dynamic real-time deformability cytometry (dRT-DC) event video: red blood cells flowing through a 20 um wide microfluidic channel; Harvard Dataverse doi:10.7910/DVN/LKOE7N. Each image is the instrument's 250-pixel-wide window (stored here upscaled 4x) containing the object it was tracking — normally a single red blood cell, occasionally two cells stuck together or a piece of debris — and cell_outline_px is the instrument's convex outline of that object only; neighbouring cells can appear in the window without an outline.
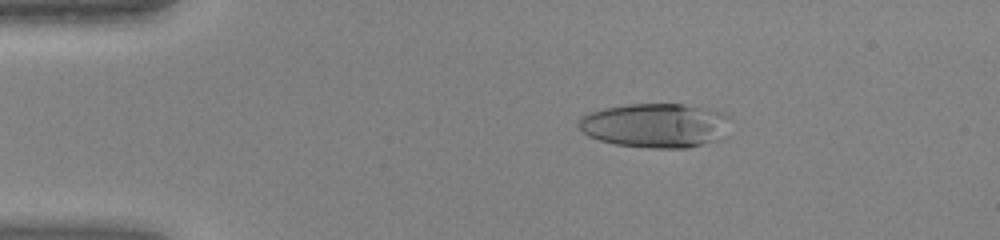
{"species": "human", "species_latin": "Homo sapiens", "temperature_condition": "warm", "stored_images_in_passage": 33, "camera_frame_rate_fps": 3000, "um_per_image_px": 0.085, "donor": {"sex": "female"}, "frame": {"image": 1, "passage_image": 1, "time_ms": 0.0, "image_size_px": [1000, 240], "cell_outline_px": [[728, 116], [720, 136], [716, 140], [688, 148], [648, 148], [616, 144], [600, 140], [588, 136], [576, 124], [576, 120], [580, 116], [604, 108], [628, 104], [684, 104], [728, 112]], "centroid_in_image_um": [55.64, 10.65], "position_along_channel_um": 29.4, "area_um2": 38.96}}
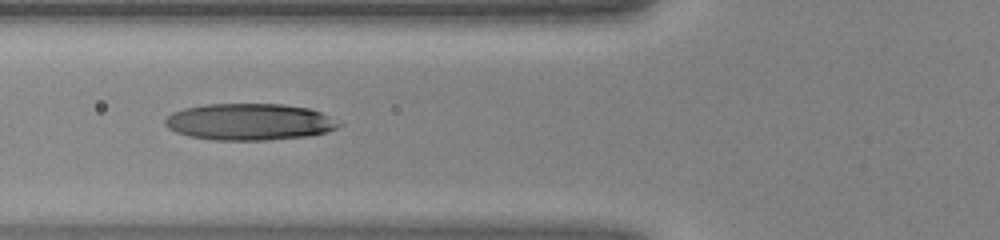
{"frame": {"image": 2, "passage_image": 10, "time_ms": 3.0, "image_size_px": [1000, 240], "cell_outline_px": [[344, 124], [328, 132], [308, 136], [268, 140], [212, 140], [188, 136], [176, 132], [168, 128], [164, 124], [164, 120], [172, 112], [184, 108], [204, 104], [280, 104], [308, 108], [320, 112]], "centroid_in_image_um": [21.18, 10.36], "position_along_channel_um": 104.6, "area_um2": 37.28}}
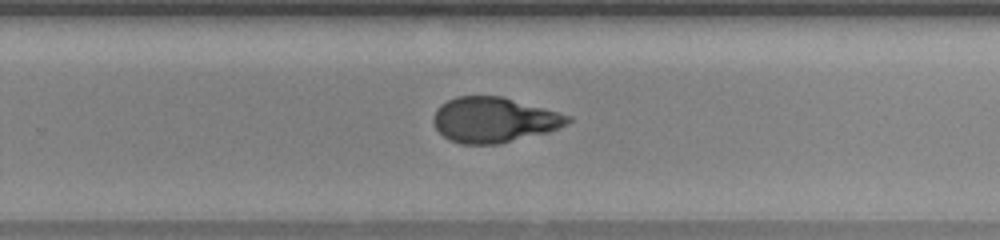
{"frame": {"image": 3, "passage_image": 22, "time_ms": 7.0, "image_size_px": [1000, 240], "cell_outline_px": [[572, 120], [548, 132], [500, 144], [460, 144], [448, 140], [436, 128], [432, 120], [436, 108], [440, 104], [456, 96], [504, 96], [572, 116]], "centroid_in_image_um": [41.96, 10.18], "position_along_channel_um": 287.8, "area_um2": 35.55}}